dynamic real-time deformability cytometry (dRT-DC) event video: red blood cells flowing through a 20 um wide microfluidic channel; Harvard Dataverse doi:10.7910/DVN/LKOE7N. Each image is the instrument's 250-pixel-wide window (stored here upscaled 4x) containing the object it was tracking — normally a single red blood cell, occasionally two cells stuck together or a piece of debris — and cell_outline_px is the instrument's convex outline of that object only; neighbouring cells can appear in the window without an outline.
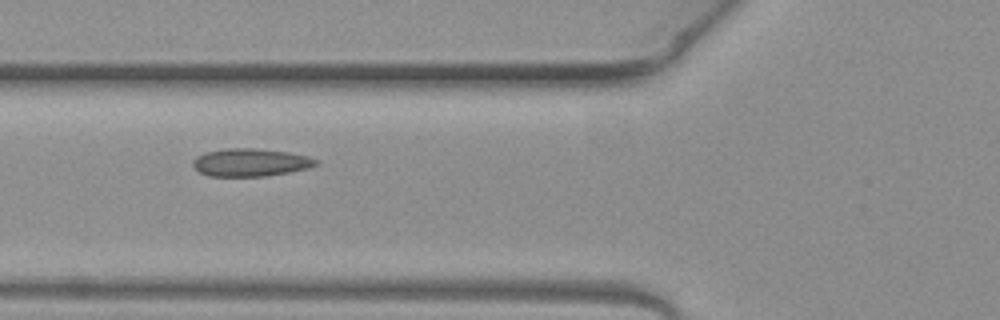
{"species": "common noctule bat (a hibernating species)", "species_latin": "Nyctalus noctula", "temperature_condition": "warm", "stored_images_in_passage": 5, "camera_frame_rate_fps": 3000, "um_per_image_px": 0.085, "animal": {"sex": "female", "body_mass_g": 19.3, "forearm_length_mm": 54.1}, "frame": {"image": 1, "passage_image": 3, "time_ms": 0.667, "image_size_px": [1000, 320], "cell_outline_px": [[320, 164], [308, 168], [288, 172], [264, 176], [208, 176], [200, 172], [192, 164], [192, 160], [196, 156], [204, 152], [228, 148], [252, 148], [288, 152], [308, 156], [320, 160]], "centroid_in_image_um": [21.3, 13.8], "position_along_channel_um": 104.5, "area_um2": 20.0}}
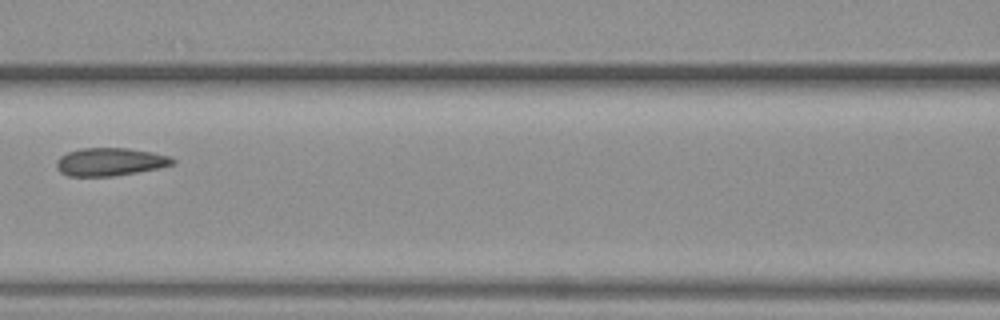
{"frame": {"image": 2, "passage_image": 4, "time_ms": 1.0, "image_size_px": [1000, 320], "cell_outline_px": [[176, 160], [172, 164], [160, 168], [112, 176], [68, 176], [60, 172], [56, 168], [56, 160], [60, 156], [68, 152], [80, 148], [128, 148], [152, 152], [168, 156]], "centroid_in_image_um": [9.32, 13.75], "position_along_channel_um": 157.3, "area_um2": 18.9}}
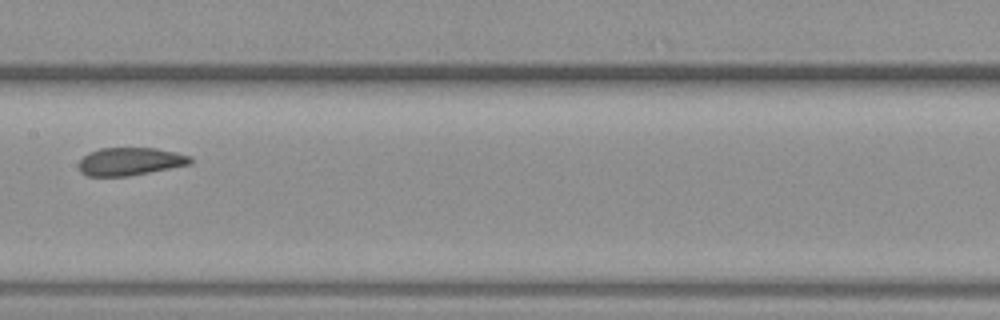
{"frame": {"image": 3, "passage_image": 5, "time_ms": 1.333, "image_size_px": [1000, 320], "cell_outline_px": [[192, 164], [128, 176], [88, 176], [80, 172], [80, 160], [88, 152], [100, 148], [156, 148], [176, 152], [192, 156]], "centroid_in_image_um": [11.08, 13.72], "position_along_channel_um": 196.3, "area_um2": 18.15}}